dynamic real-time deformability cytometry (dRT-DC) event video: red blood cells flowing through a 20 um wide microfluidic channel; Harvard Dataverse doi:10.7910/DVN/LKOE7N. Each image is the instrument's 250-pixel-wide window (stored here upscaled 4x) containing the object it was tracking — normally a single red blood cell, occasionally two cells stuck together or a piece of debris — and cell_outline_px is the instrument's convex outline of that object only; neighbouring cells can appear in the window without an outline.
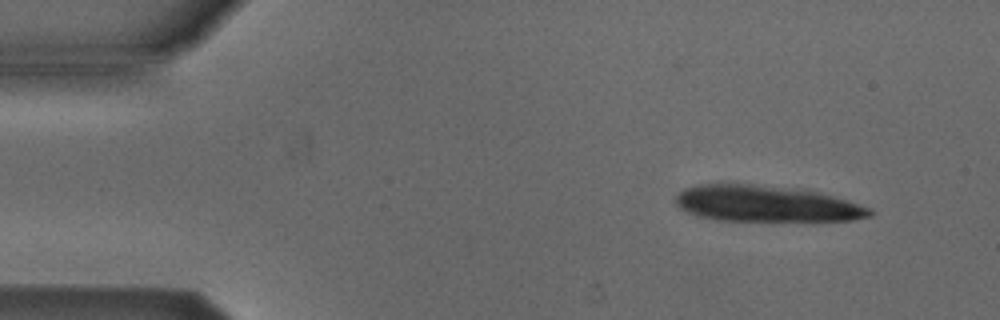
{"species": "Egyptian fruit bat (a non-hibernating species)", "species_latin": "Rousettus aegyptiacus", "temperature_condition": "cold", "stored_images_in_passage": 12, "camera_frame_rate_fps": 3000, "um_per_image_px": 0.085, "animal": {"sex": "male"}, "frame": {"image": 1, "passage_image": 3, "time_ms": 0.667, "image_size_px": [1000, 320], "cell_outline_px": [[876, 212], [872, 216], [852, 220], [720, 220], [700, 216], [688, 212], [680, 208], [676, 204], [676, 196], [684, 188], [700, 184], [756, 184], [792, 188], [820, 192], [848, 200], [872, 208]], "centroid_in_image_um": [65.18, 17.31], "position_along_channel_um": 19.8, "area_um2": 40.69}}